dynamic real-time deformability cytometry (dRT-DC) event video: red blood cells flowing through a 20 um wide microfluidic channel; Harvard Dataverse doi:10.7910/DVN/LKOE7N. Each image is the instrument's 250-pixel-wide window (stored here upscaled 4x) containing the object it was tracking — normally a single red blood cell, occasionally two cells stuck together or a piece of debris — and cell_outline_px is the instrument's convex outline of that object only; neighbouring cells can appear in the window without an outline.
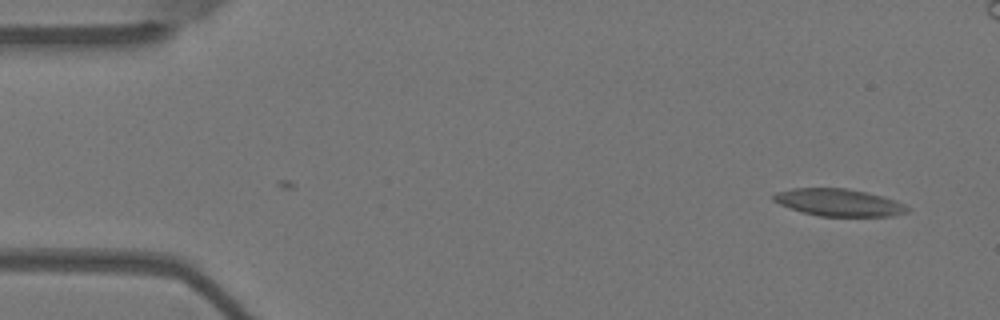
{"species": "Egyptian fruit bat (a non-hibernating species)", "species_latin": "Rousettus aegyptiacus", "temperature_condition": "warm", "stored_images_in_passage": 54, "camera_frame_rate_fps": 3000, "um_per_image_px": 0.085, "animal": {"sex": "female"}, "frame": {"image": 1, "passage_image": 1, "time_ms": 0.0, "image_size_px": [1000, 320], "cell_outline_px": [[908, 212], [892, 216], [820, 216], [800, 212], [780, 204], [772, 200], [772, 196], [776, 192], [792, 188], [848, 188], [884, 196], [896, 200], [904, 204], [908, 208]], "centroid_in_image_um": [71.29, 17.21], "position_along_channel_um": 13.7, "area_um2": 21.39}}
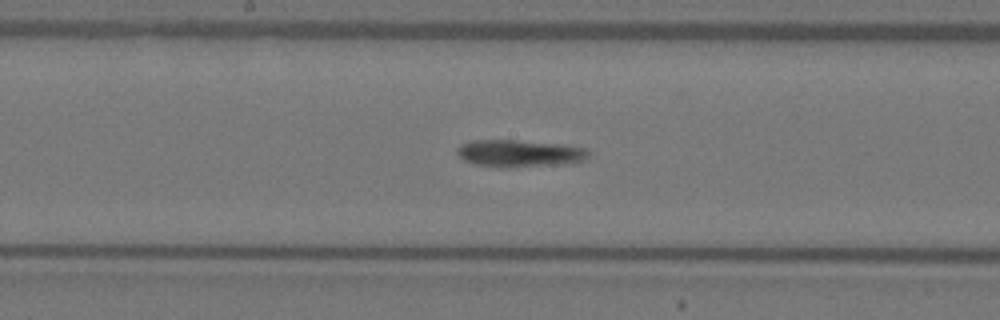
{"frame": {"image": 2, "passage_image": 26, "time_ms": 8.333, "image_size_px": [1000, 320], "cell_outline_px": [[592, 152], [588, 160], [560, 164], [504, 168], [472, 164], [464, 160], [456, 152], [456, 148], [460, 144], [472, 140], [516, 140], [560, 144], [588, 148]], "centroid_in_image_um": [44.18, 13.04], "position_along_channel_um": 204.0, "area_um2": 21.15}}
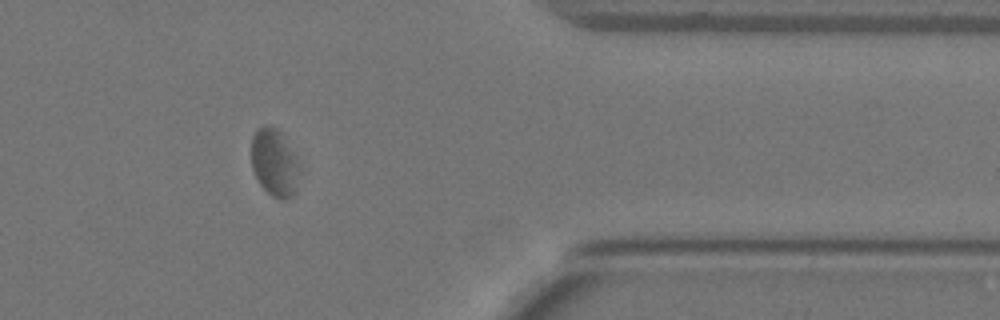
{"frame": {"image": 3, "passage_image": 43, "time_ms": 14.0, "image_size_px": [1000, 320], "cell_outline_px": [[300, 164], [296, 192], [292, 196], [284, 200], [280, 200], [272, 196], [260, 184], [252, 168], [252, 136], [256, 128], [264, 124], [276, 128], [280, 132], [300, 160]], "centroid_in_image_um": [23.35, 13.82], "position_along_channel_um": 388.0, "area_um2": 19.19}, "authors_computed_cell_mechanics": {"area_um2": 20.6924, "velocity_mm_per_s": 3.5966, "shape_relaxation_time_tau1_ms": null, "shape_relaxation_time_tau2_ms": 5.7708, "deformation_change_tau1": null, "deformation_change_tau2": 0.0943}}